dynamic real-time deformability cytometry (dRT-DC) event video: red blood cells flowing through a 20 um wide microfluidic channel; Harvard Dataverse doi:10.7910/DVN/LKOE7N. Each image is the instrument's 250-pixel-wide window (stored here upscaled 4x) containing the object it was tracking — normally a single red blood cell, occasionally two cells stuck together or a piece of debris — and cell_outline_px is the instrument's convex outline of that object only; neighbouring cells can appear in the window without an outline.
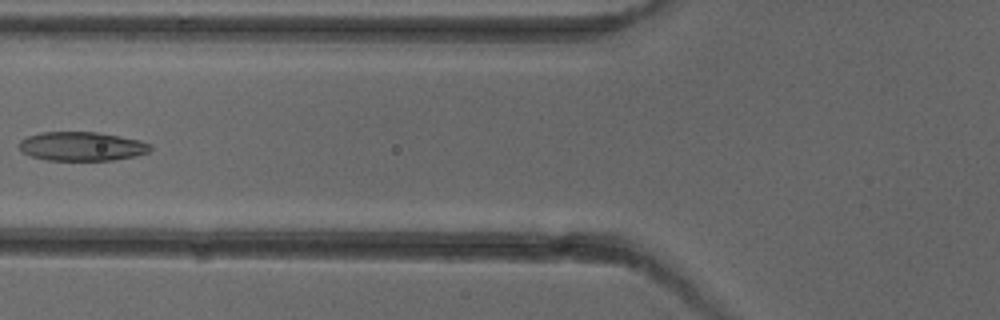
{"species": "common noctule bat (a hibernating species)", "species_latin": "Nyctalus noctula", "temperature_condition": "cold", "stored_images_in_passage": 7, "camera_frame_rate_fps": 3000, "um_per_image_px": 0.085, "animal": {"sex": "female"}, "frame": {"image": 1, "passage_image": 6, "time_ms": 6.0, "image_size_px": [1000, 320], "cell_outline_px": [[152, 148], [148, 152], [132, 156], [112, 160], [48, 160], [32, 156], [24, 152], [20, 148], [20, 140], [28, 136], [40, 132], [96, 132], [140, 140], [152, 144]], "centroid_in_image_um": [6.96, 12.43], "position_along_channel_um": 118.8, "area_um2": 21.91}}
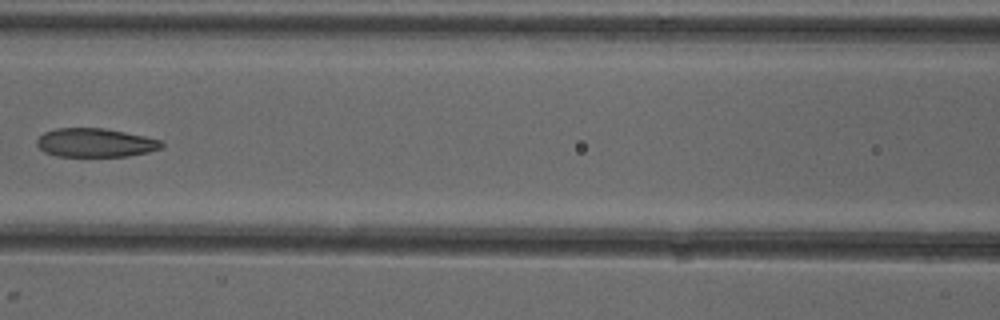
{"frame": {"image": 2, "passage_image": 7, "time_ms": 7.0, "image_size_px": [1000, 320], "cell_outline_px": [[164, 144], [160, 148], [148, 152], [128, 156], [56, 156], [44, 152], [36, 144], [36, 140], [44, 132], [56, 128], [104, 128], [144, 136], [160, 140]], "centroid_in_image_um": [8.07, 12.13], "position_along_channel_um": 158.5, "area_um2": 20.81}}